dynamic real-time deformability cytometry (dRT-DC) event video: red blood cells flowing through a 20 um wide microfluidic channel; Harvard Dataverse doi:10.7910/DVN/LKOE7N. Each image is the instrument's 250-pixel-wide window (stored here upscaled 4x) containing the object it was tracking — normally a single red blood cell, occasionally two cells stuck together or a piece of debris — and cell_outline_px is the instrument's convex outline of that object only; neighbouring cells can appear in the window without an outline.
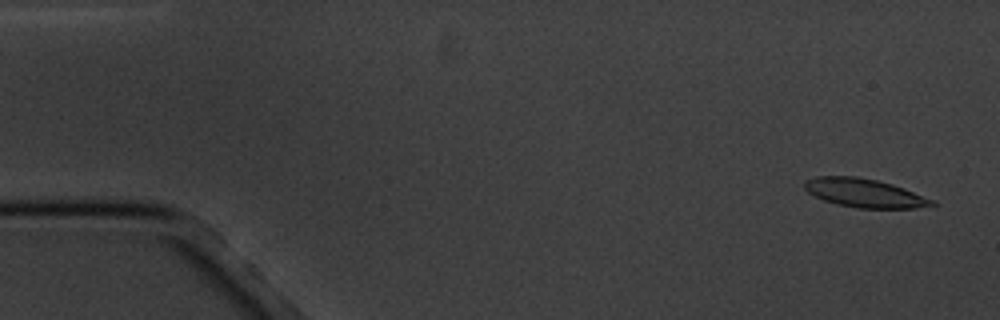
{"species": "common noctule bat (a hibernating species)", "species_latin": "Nyctalus noctula", "temperature_condition": "cold", "stored_images_in_passage": 5, "camera_frame_rate_fps": 3000, "um_per_image_px": 0.085, "animal": {"sex": "male", "body_mass_g": 20.1, "forearm_length_mm": 53.5}, "frame": {"image": 1, "passage_image": 1, "time_ms": 0.0, "image_size_px": [1000, 320], "cell_outline_px": [[940, 204], [916, 208], [856, 208], [836, 204], [824, 200], [808, 192], [804, 188], [804, 180], [816, 176], [856, 176], [876, 180], [892, 184], [904, 188], [936, 200]], "centroid_in_image_um": [73.51, 16.41], "position_along_channel_um": 11.5, "area_um2": 21.44}}
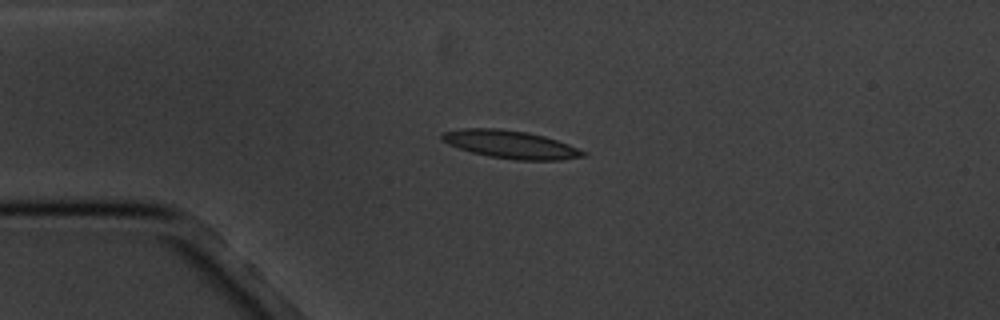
{"frame": {"image": 2, "passage_image": 4, "time_ms": 3.667, "image_size_px": [1000, 320], "cell_outline_px": [[588, 156], [560, 160], [516, 160], [488, 156], [472, 152], [448, 144], [440, 140], [440, 136], [444, 132], [464, 128], [496, 128], [528, 132], [544, 136], [568, 144], [588, 152]], "centroid_in_image_um": [43.43, 12.28], "position_along_channel_um": 41.6, "area_um2": 23.0}}